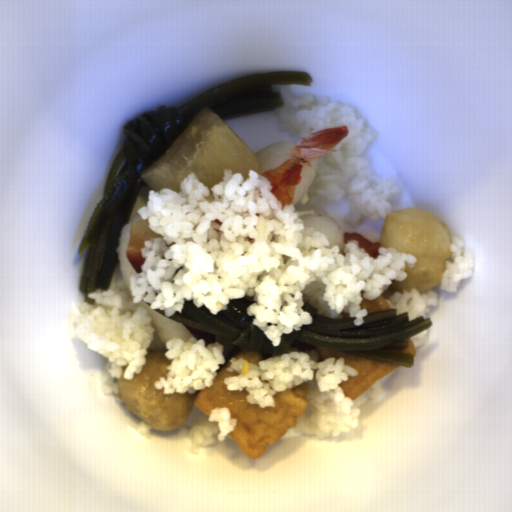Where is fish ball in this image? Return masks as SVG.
Instances as JSON below:
<instances>
[{
    "label": "fish ball",
    "mask_w": 512,
    "mask_h": 512,
    "mask_svg": "<svg viewBox=\"0 0 512 512\" xmlns=\"http://www.w3.org/2000/svg\"><path fill=\"white\" fill-rule=\"evenodd\" d=\"M399 353H411L413 358L414 357H417V349L416 347L413 345V343L411 342V340H407V346L404 350H402L401 352Z\"/></svg>",
    "instance_id": "fish-ball-6"
},
{
    "label": "fish ball",
    "mask_w": 512,
    "mask_h": 512,
    "mask_svg": "<svg viewBox=\"0 0 512 512\" xmlns=\"http://www.w3.org/2000/svg\"><path fill=\"white\" fill-rule=\"evenodd\" d=\"M380 248L394 247L399 253L416 258L413 268L406 265L405 281L392 280L393 287L403 294L405 289L418 290L420 296L441 284L445 263L452 254L451 233L443 219L427 211L404 209L386 217L379 236Z\"/></svg>",
    "instance_id": "fish-ball-2"
},
{
    "label": "fish ball",
    "mask_w": 512,
    "mask_h": 512,
    "mask_svg": "<svg viewBox=\"0 0 512 512\" xmlns=\"http://www.w3.org/2000/svg\"><path fill=\"white\" fill-rule=\"evenodd\" d=\"M321 361L327 358L343 357L346 365H350L359 373L358 376L348 377V381L339 384L342 387L345 396L355 400L367 391L373 389L372 385L381 380H385L391 374L402 368L392 364L382 363L378 361L368 360L352 355H348L338 349H319Z\"/></svg>",
    "instance_id": "fish-ball-3"
},
{
    "label": "fish ball",
    "mask_w": 512,
    "mask_h": 512,
    "mask_svg": "<svg viewBox=\"0 0 512 512\" xmlns=\"http://www.w3.org/2000/svg\"><path fill=\"white\" fill-rule=\"evenodd\" d=\"M240 358H244L246 359L247 361H249L250 363L254 364V365H259L260 361L262 360H268L266 357H264L262 354L258 353V352H255L253 350H247V351H242L239 355H237L235 357L236 360H239Z\"/></svg>",
    "instance_id": "fish-ball-5"
},
{
    "label": "fish ball",
    "mask_w": 512,
    "mask_h": 512,
    "mask_svg": "<svg viewBox=\"0 0 512 512\" xmlns=\"http://www.w3.org/2000/svg\"><path fill=\"white\" fill-rule=\"evenodd\" d=\"M387 299L381 294L374 300L363 298L360 302V309H366L369 312L384 311L390 308Z\"/></svg>",
    "instance_id": "fish-ball-4"
},
{
    "label": "fish ball",
    "mask_w": 512,
    "mask_h": 512,
    "mask_svg": "<svg viewBox=\"0 0 512 512\" xmlns=\"http://www.w3.org/2000/svg\"><path fill=\"white\" fill-rule=\"evenodd\" d=\"M231 362H225L216 370L212 385L201 390L193 400L194 406L208 418L216 407H228L236 425L230 435L242 452L257 459L275 445L283 435L297 426L303 411L311 404L308 393L299 385L273 396L275 406L260 408L245 400L249 392L229 391L224 379L238 376L227 372Z\"/></svg>",
    "instance_id": "fish-ball-1"
}]
</instances>
